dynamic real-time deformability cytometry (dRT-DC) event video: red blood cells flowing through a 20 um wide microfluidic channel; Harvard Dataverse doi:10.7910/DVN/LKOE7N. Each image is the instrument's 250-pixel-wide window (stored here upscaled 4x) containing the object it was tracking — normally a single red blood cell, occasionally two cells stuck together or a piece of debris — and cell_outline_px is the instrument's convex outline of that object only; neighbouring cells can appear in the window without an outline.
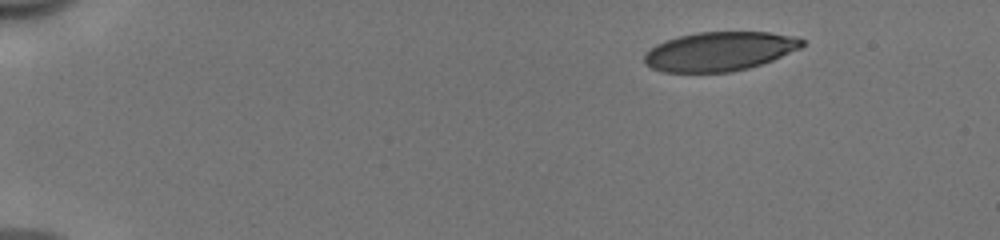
{"species": "human", "species_latin": "Homo sapiens", "temperature_condition": "cold", "stored_images_in_passage": 46, "camera_frame_rate_fps": 3000, "um_per_image_px": 0.085, "donor": {"sex": "male"}, "frame": {"image": 1, "passage_image": 1, "time_ms": 0.0, "image_size_px": [1000, 240], "cell_outline_px": [[804, 44], [800, 48], [772, 60], [748, 68], [732, 72], [664, 72], [652, 68], [644, 64], [644, 56], [656, 44], [664, 40], [696, 32], [768, 32], [796, 36], [804, 40]], "centroid_in_image_um": [61.16, 4.36], "position_along_channel_um": 23.8, "area_um2": 35.89}}
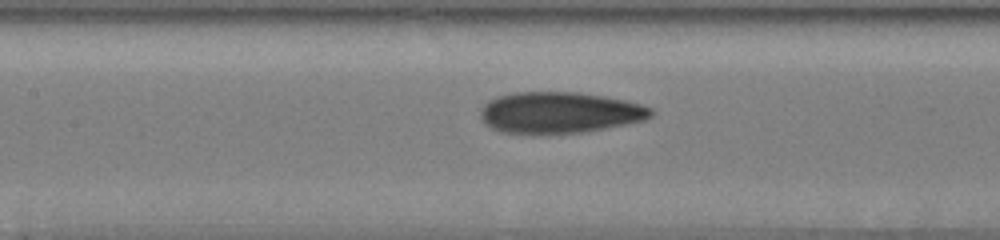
{"frame": {"image": 2, "passage_image": 20, "time_ms": 6.333, "image_size_px": [1000, 240], "cell_outline_px": [[656, 112], [652, 116], [644, 120], [628, 124], [580, 132], [500, 132], [484, 124], [480, 116], [480, 108], [488, 100], [496, 96], [512, 92], [576, 92], [604, 96], [624, 100], [640, 104], [652, 108]], "centroid_in_image_um": [47.55, 9.54], "position_along_channel_um": 159.8, "area_um2": 40.75}}
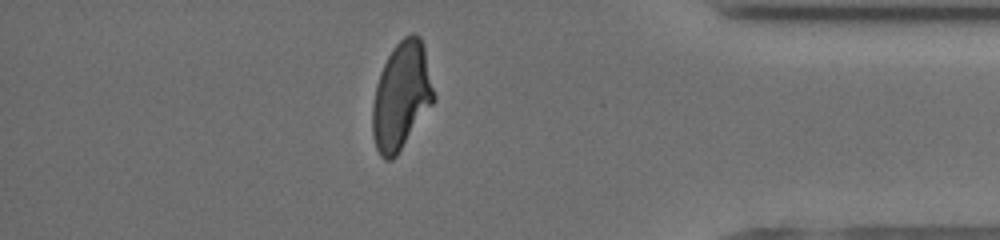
{"frame": {"image": 3, "passage_image": 40, "time_ms": 13.0, "image_size_px": [1000, 240], "cell_outline_px": [[436, 100], [396, 156], [392, 160], [384, 160], [380, 156], [376, 148], [372, 136], [372, 104], [376, 84], [380, 72], [388, 56], [396, 44], [404, 36], [412, 32], [420, 36], [424, 48], [436, 96]], "centroid_in_image_um": [34.12, 8.17], "position_along_channel_um": 401.1, "area_um2": 38.61}, "authors_computed_cell_mechanics": {"area_um2": 39.0728, "velocity_mm_per_s": 3.9759, "shape_relaxation_time_tau1_ms": 8.8082, "shape_relaxation_time_tau2_ms": 1.6603, "deformation_change_tau1": 0.2441, "deformation_change_tau2": 0.0801}}